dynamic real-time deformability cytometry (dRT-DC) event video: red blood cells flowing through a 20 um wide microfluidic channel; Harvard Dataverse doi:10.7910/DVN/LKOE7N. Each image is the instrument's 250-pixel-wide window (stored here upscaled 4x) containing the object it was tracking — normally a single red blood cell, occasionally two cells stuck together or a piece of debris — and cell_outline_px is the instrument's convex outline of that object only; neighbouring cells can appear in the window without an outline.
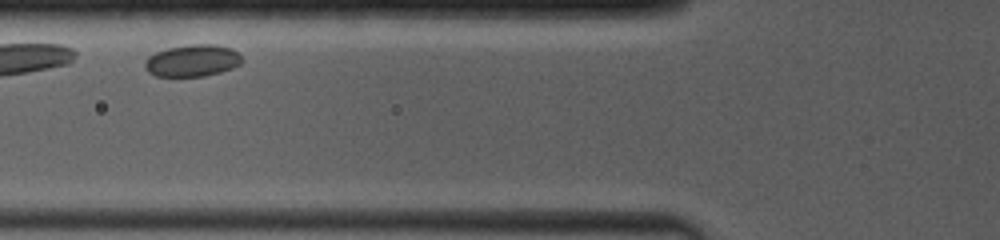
{"species": "common noctule bat (a hibernating species)", "species_latin": "Nyctalus noctula", "temperature_condition": "room temperature", "stored_images_in_passage": 6, "camera_frame_rate_fps": 4000, "um_per_image_px": 0.085, "animal": {"sex": "female", "body_mass_g": 19.0, "forearm_length_mm": 53.3}, "frame": {"image": 1, "passage_image": 2, "time_ms": 1.0, "image_size_px": [1000, 240], "cell_outline_px": [[240, 64], [232, 68], [220, 72], [204, 76], [156, 76], [148, 72], [144, 68], [144, 60], [148, 56], [156, 52], [168, 48], [192, 44], [216, 44], [232, 48], [240, 56]], "centroid_in_image_um": [16.31, 5.15], "position_along_channel_um": 109.5, "area_um2": 18.03}}
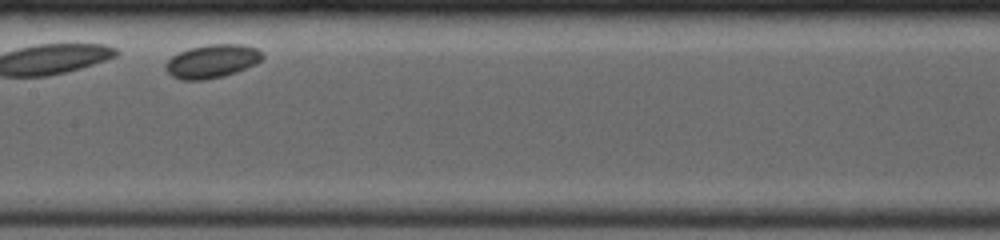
{"frame": {"image": 2, "passage_image": 4, "time_ms": 3.25, "image_size_px": [1000, 240], "cell_outline_px": [[264, 56], [256, 64], [236, 72], [224, 76], [204, 80], [180, 80], [172, 76], [164, 68], [164, 64], [172, 56], [188, 48], [208, 44], [240, 44], [256, 48], [264, 52]], "centroid_in_image_um": [18.02, 5.2], "position_along_channel_um": 189.4, "area_um2": 19.02}}